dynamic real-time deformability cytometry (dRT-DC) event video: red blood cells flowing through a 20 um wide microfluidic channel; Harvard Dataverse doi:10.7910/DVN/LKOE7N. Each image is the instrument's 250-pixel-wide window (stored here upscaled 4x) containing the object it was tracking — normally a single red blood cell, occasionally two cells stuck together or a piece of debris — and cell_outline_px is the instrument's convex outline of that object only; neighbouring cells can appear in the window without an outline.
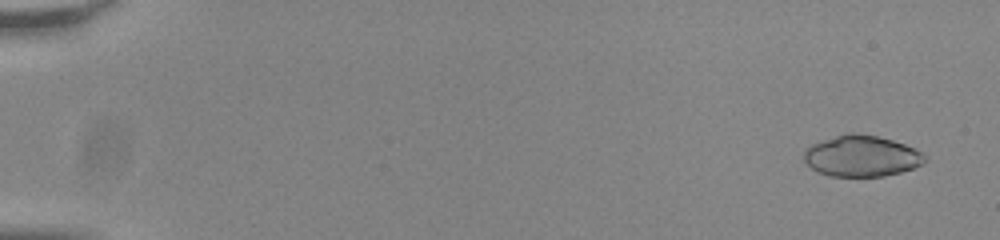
{"species": "common noctule bat (a hibernating species)", "species_latin": "Nyctalus noctula", "temperature_condition": "room temperature", "stored_images_in_passage": 55, "camera_frame_rate_fps": 3000, "um_per_image_px": 0.085, "animal": {"sex": "male", "body_mass_g": 20.0, "forearm_length_mm": 53.3}, "frame": {"image": 1, "passage_image": 3, "time_ms": 0.667, "image_size_px": [1000, 240], "cell_outline_px": [[924, 164], [900, 172], [884, 176], [828, 176], [812, 168], [804, 160], [804, 148], [812, 144], [836, 136], [852, 132], [856, 132], [876, 136], [892, 140], [904, 144], [920, 152], [924, 156]], "centroid_in_image_um": [73.2, 13.26], "position_along_channel_um": 11.8, "area_um2": 28.61}}